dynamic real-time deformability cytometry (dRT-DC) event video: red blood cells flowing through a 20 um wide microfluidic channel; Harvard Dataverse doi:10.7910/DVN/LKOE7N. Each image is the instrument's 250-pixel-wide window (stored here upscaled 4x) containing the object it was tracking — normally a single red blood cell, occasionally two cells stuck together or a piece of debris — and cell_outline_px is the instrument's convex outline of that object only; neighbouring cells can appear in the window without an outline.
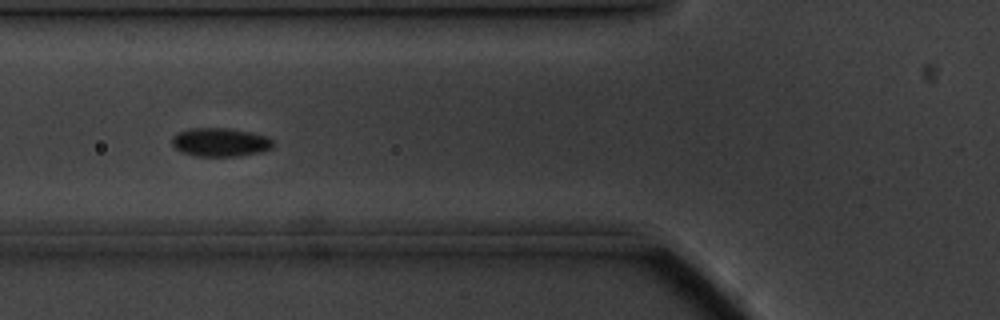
{"species": "common noctule bat (a hibernating species)", "species_latin": "Nyctalus noctula", "temperature_condition": "cold", "stored_images_in_passage": 41, "camera_frame_rate_fps": 3000, "um_per_image_px": 0.085, "animal": {"sex": "male", "body_mass_g": 20.1, "forearm_length_mm": 53.5}, "frame": {"image": 1, "passage_image": 18, "time_ms": 5.667, "image_size_px": [1000, 320], "cell_outline_px": [[276, 144], [272, 148], [260, 152], [240, 156], [196, 156], [180, 152], [172, 144], [172, 136], [188, 128], [232, 128], [252, 132], [268, 136]], "centroid_in_image_um": [18.75, 12.08], "position_along_channel_um": 107.0, "area_um2": 17.11}}